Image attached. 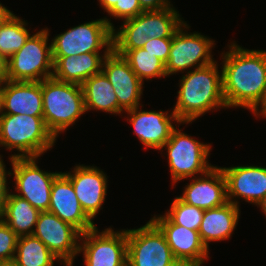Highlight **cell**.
<instances>
[{
	"instance_id": "obj_1",
	"label": "cell",
	"mask_w": 266,
	"mask_h": 266,
	"mask_svg": "<svg viewBox=\"0 0 266 266\" xmlns=\"http://www.w3.org/2000/svg\"><path fill=\"white\" fill-rule=\"evenodd\" d=\"M222 52V88L227 108L242 107L254 114L266 96V51L242 48L236 42Z\"/></svg>"
},
{
	"instance_id": "obj_2",
	"label": "cell",
	"mask_w": 266,
	"mask_h": 266,
	"mask_svg": "<svg viewBox=\"0 0 266 266\" xmlns=\"http://www.w3.org/2000/svg\"><path fill=\"white\" fill-rule=\"evenodd\" d=\"M219 71L216 60L180 77L177 102L172 111L181 123H192L205 113L227 108L223 96L222 71Z\"/></svg>"
},
{
	"instance_id": "obj_3",
	"label": "cell",
	"mask_w": 266,
	"mask_h": 266,
	"mask_svg": "<svg viewBox=\"0 0 266 266\" xmlns=\"http://www.w3.org/2000/svg\"><path fill=\"white\" fill-rule=\"evenodd\" d=\"M56 138L48 130L43 116L2 114L0 118V147L17 153L12 158L39 157L55 145Z\"/></svg>"
},
{
	"instance_id": "obj_4",
	"label": "cell",
	"mask_w": 266,
	"mask_h": 266,
	"mask_svg": "<svg viewBox=\"0 0 266 266\" xmlns=\"http://www.w3.org/2000/svg\"><path fill=\"white\" fill-rule=\"evenodd\" d=\"M175 7L160 11H143L112 30L113 50L142 48L150 38H172L184 23Z\"/></svg>"
},
{
	"instance_id": "obj_5",
	"label": "cell",
	"mask_w": 266,
	"mask_h": 266,
	"mask_svg": "<svg viewBox=\"0 0 266 266\" xmlns=\"http://www.w3.org/2000/svg\"><path fill=\"white\" fill-rule=\"evenodd\" d=\"M42 98L44 122L56 139L86 113L79 84L46 78L42 80Z\"/></svg>"
},
{
	"instance_id": "obj_6",
	"label": "cell",
	"mask_w": 266,
	"mask_h": 266,
	"mask_svg": "<svg viewBox=\"0 0 266 266\" xmlns=\"http://www.w3.org/2000/svg\"><path fill=\"white\" fill-rule=\"evenodd\" d=\"M211 145L201 143L194 137L182 132L177 127L172 131L171 137L160 151L166 150L169 170L171 173L172 187L177 182L203 175L214 165L209 163Z\"/></svg>"
},
{
	"instance_id": "obj_7",
	"label": "cell",
	"mask_w": 266,
	"mask_h": 266,
	"mask_svg": "<svg viewBox=\"0 0 266 266\" xmlns=\"http://www.w3.org/2000/svg\"><path fill=\"white\" fill-rule=\"evenodd\" d=\"M49 29L33 33L26 43L9 58L10 81H42L52 77L53 57Z\"/></svg>"
},
{
	"instance_id": "obj_8",
	"label": "cell",
	"mask_w": 266,
	"mask_h": 266,
	"mask_svg": "<svg viewBox=\"0 0 266 266\" xmlns=\"http://www.w3.org/2000/svg\"><path fill=\"white\" fill-rule=\"evenodd\" d=\"M111 19L100 18L69 28L57 34L52 40V56H78L82 53H102L112 50Z\"/></svg>"
},
{
	"instance_id": "obj_9",
	"label": "cell",
	"mask_w": 266,
	"mask_h": 266,
	"mask_svg": "<svg viewBox=\"0 0 266 266\" xmlns=\"http://www.w3.org/2000/svg\"><path fill=\"white\" fill-rule=\"evenodd\" d=\"M189 24L185 21L172 37V44L165 63L166 75L185 73L215 61L212 49L215 47V40L198 32H189ZM214 46V47H213Z\"/></svg>"
},
{
	"instance_id": "obj_10",
	"label": "cell",
	"mask_w": 266,
	"mask_h": 266,
	"mask_svg": "<svg viewBox=\"0 0 266 266\" xmlns=\"http://www.w3.org/2000/svg\"><path fill=\"white\" fill-rule=\"evenodd\" d=\"M176 261L165 235L151 219L140 228H127V266H171Z\"/></svg>"
},
{
	"instance_id": "obj_11",
	"label": "cell",
	"mask_w": 266,
	"mask_h": 266,
	"mask_svg": "<svg viewBox=\"0 0 266 266\" xmlns=\"http://www.w3.org/2000/svg\"><path fill=\"white\" fill-rule=\"evenodd\" d=\"M9 160L12 166L10 176L13 175L14 190L17 191L15 195L27 200L39 212L48 211L52 183L61 172L41 170L37 157Z\"/></svg>"
},
{
	"instance_id": "obj_12",
	"label": "cell",
	"mask_w": 266,
	"mask_h": 266,
	"mask_svg": "<svg viewBox=\"0 0 266 266\" xmlns=\"http://www.w3.org/2000/svg\"><path fill=\"white\" fill-rule=\"evenodd\" d=\"M81 253L85 266H127V230L108 227L100 232L96 226L81 233Z\"/></svg>"
},
{
	"instance_id": "obj_13",
	"label": "cell",
	"mask_w": 266,
	"mask_h": 266,
	"mask_svg": "<svg viewBox=\"0 0 266 266\" xmlns=\"http://www.w3.org/2000/svg\"><path fill=\"white\" fill-rule=\"evenodd\" d=\"M33 235L40 239L63 266H73L81 232L49 211L40 212Z\"/></svg>"
},
{
	"instance_id": "obj_14",
	"label": "cell",
	"mask_w": 266,
	"mask_h": 266,
	"mask_svg": "<svg viewBox=\"0 0 266 266\" xmlns=\"http://www.w3.org/2000/svg\"><path fill=\"white\" fill-rule=\"evenodd\" d=\"M170 112V114L168 113ZM127 120L133 126V133L137 136L145 148L161 150L163 145L171 137L172 131L181 123L172 111L142 110L135 107L125 111ZM176 123L174 125V123Z\"/></svg>"
},
{
	"instance_id": "obj_15",
	"label": "cell",
	"mask_w": 266,
	"mask_h": 266,
	"mask_svg": "<svg viewBox=\"0 0 266 266\" xmlns=\"http://www.w3.org/2000/svg\"><path fill=\"white\" fill-rule=\"evenodd\" d=\"M62 173L71 181L83 211L93 221L103 209L108 176L97 166L80 163L74 166L73 170Z\"/></svg>"
},
{
	"instance_id": "obj_16",
	"label": "cell",
	"mask_w": 266,
	"mask_h": 266,
	"mask_svg": "<svg viewBox=\"0 0 266 266\" xmlns=\"http://www.w3.org/2000/svg\"><path fill=\"white\" fill-rule=\"evenodd\" d=\"M151 220L165 235L177 261L191 266H202L209 259V250L201 241L199 231L174 224L165 214H154Z\"/></svg>"
},
{
	"instance_id": "obj_17",
	"label": "cell",
	"mask_w": 266,
	"mask_h": 266,
	"mask_svg": "<svg viewBox=\"0 0 266 266\" xmlns=\"http://www.w3.org/2000/svg\"><path fill=\"white\" fill-rule=\"evenodd\" d=\"M102 72L114 88L118 104L124 110L143 107L140 100L144 83L130 67L128 61L113 49L104 57Z\"/></svg>"
},
{
	"instance_id": "obj_18",
	"label": "cell",
	"mask_w": 266,
	"mask_h": 266,
	"mask_svg": "<svg viewBox=\"0 0 266 266\" xmlns=\"http://www.w3.org/2000/svg\"><path fill=\"white\" fill-rule=\"evenodd\" d=\"M226 179L227 200L240 207L238 199L256 205L266 195V167H220ZM238 198V199H237Z\"/></svg>"
},
{
	"instance_id": "obj_19",
	"label": "cell",
	"mask_w": 266,
	"mask_h": 266,
	"mask_svg": "<svg viewBox=\"0 0 266 266\" xmlns=\"http://www.w3.org/2000/svg\"><path fill=\"white\" fill-rule=\"evenodd\" d=\"M182 195L183 202L208 210L222 206L228 202L226 179L220 166L212 167L207 173L190 178Z\"/></svg>"
},
{
	"instance_id": "obj_20",
	"label": "cell",
	"mask_w": 266,
	"mask_h": 266,
	"mask_svg": "<svg viewBox=\"0 0 266 266\" xmlns=\"http://www.w3.org/2000/svg\"><path fill=\"white\" fill-rule=\"evenodd\" d=\"M49 212L54 213L81 233L96 227L83 211L71 181L61 172L53 181Z\"/></svg>"
},
{
	"instance_id": "obj_21",
	"label": "cell",
	"mask_w": 266,
	"mask_h": 266,
	"mask_svg": "<svg viewBox=\"0 0 266 266\" xmlns=\"http://www.w3.org/2000/svg\"><path fill=\"white\" fill-rule=\"evenodd\" d=\"M3 114L43 116L42 81L2 83Z\"/></svg>"
},
{
	"instance_id": "obj_22",
	"label": "cell",
	"mask_w": 266,
	"mask_h": 266,
	"mask_svg": "<svg viewBox=\"0 0 266 266\" xmlns=\"http://www.w3.org/2000/svg\"><path fill=\"white\" fill-rule=\"evenodd\" d=\"M111 50L103 53H82L78 56H52L55 79L81 85L89 77L102 71L104 57Z\"/></svg>"
},
{
	"instance_id": "obj_23",
	"label": "cell",
	"mask_w": 266,
	"mask_h": 266,
	"mask_svg": "<svg viewBox=\"0 0 266 266\" xmlns=\"http://www.w3.org/2000/svg\"><path fill=\"white\" fill-rule=\"evenodd\" d=\"M240 208L229 201L219 207L204 210L199 228L201 241L209 250L210 242L231 238L240 219Z\"/></svg>"
},
{
	"instance_id": "obj_24",
	"label": "cell",
	"mask_w": 266,
	"mask_h": 266,
	"mask_svg": "<svg viewBox=\"0 0 266 266\" xmlns=\"http://www.w3.org/2000/svg\"><path fill=\"white\" fill-rule=\"evenodd\" d=\"M86 112L103 111L113 115H121L124 110L119 106L112 84L101 71L89 77L81 84Z\"/></svg>"
},
{
	"instance_id": "obj_25",
	"label": "cell",
	"mask_w": 266,
	"mask_h": 266,
	"mask_svg": "<svg viewBox=\"0 0 266 266\" xmlns=\"http://www.w3.org/2000/svg\"><path fill=\"white\" fill-rule=\"evenodd\" d=\"M39 213L27 200L9 192L1 219L19 237L33 235Z\"/></svg>"
},
{
	"instance_id": "obj_26",
	"label": "cell",
	"mask_w": 266,
	"mask_h": 266,
	"mask_svg": "<svg viewBox=\"0 0 266 266\" xmlns=\"http://www.w3.org/2000/svg\"><path fill=\"white\" fill-rule=\"evenodd\" d=\"M59 259L34 235L20 236L17 240L14 262L18 266H54Z\"/></svg>"
},
{
	"instance_id": "obj_27",
	"label": "cell",
	"mask_w": 266,
	"mask_h": 266,
	"mask_svg": "<svg viewBox=\"0 0 266 266\" xmlns=\"http://www.w3.org/2000/svg\"><path fill=\"white\" fill-rule=\"evenodd\" d=\"M129 63L138 78L144 83L152 78L167 77L165 63L143 47L133 50H114Z\"/></svg>"
},
{
	"instance_id": "obj_28",
	"label": "cell",
	"mask_w": 266,
	"mask_h": 266,
	"mask_svg": "<svg viewBox=\"0 0 266 266\" xmlns=\"http://www.w3.org/2000/svg\"><path fill=\"white\" fill-rule=\"evenodd\" d=\"M27 26L25 20L13 14L0 27V54L9 59L26 43L32 35Z\"/></svg>"
},
{
	"instance_id": "obj_29",
	"label": "cell",
	"mask_w": 266,
	"mask_h": 266,
	"mask_svg": "<svg viewBox=\"0 0 266 266\" xmlns=\"http://www.w3.org/2000/svg\"><path fill=\"white\" fill-rule=\"evenodd\" d=\"M174 224L198 231L204 210L183 202L178 196L174 198L170 209L164 213Z\"/></svg>"
},
{
	"instance_id": "obj_30",
	"label": "cell",
	"mask_w": 266,
	"mask_h": 266,
	"mask_svg": "<svg viewBox=\"0 0 266 266\" xmlns=\"http://www.w3.org/2000/svg\"><path fill=\"white\" fill-rule=\"evenodd\" d=\"M19 236L0 219V262L13 261Z\"/></svg>"
},
{
	"instance_id": "obj_31",
	"label": "cell",
	"mask_w": 266,
	"mask_h": 266,
	"mask_svg": "<svg viewBox=\"0 0 266 266\" xmlns=\"http://www.w3.org/2000/svg\"><path fill=\"white\" fill-rule=\"evenodd\" d=\"M143 10L140 7L139 0H119V5H115L109 12L108 15L115 19L127 20L140 15Z\"/></svg>"
},
{
	"instance_id": "obj_32",
	"label": "cell",
	"mask_w": 266,
	"mask_h": 266,
	"mask_svg": "<svg viewBox=\"0 0 266 266\" xmlns=\"http://www.w3.org/2000/svg\"><path fill=\"white\" fill-rule=\"evenodd\" d=\"M172 44V38H150L143 48L158 57L164 63L168 61V56Z\"/></svg>"
},
{
	"instance_id": "obj_33",
	"label": "cell",
	"mask_w": 266,
	"mask_h": 266,
	"mask_svg": "<svg viewBox=\"0 0 266 266\" xmlns=\"http://www.w3.org/2000/svg\"><path fill=\"white\" fill-rule=\"evenodd\" d=\"M4 160L0 158V219L3 214L4 204L6 202L7 196L9 194L8 186V175L10 176V171H6V165L3 162ZM8 186V187H7Z\"/></svg>"
},
{
	"instance_id": "obj_34",
	"label": "cell",
	"mask_w": 266,
	"mask_h": 266,
	"mask_svg": "<svg viewBox=\"0 0 266 266\" xmlns=\"http://www.w3.org/2000/svg\"><path fill=\"white\" fill-rule=\"evenodd\" d=\"M143 11H160L172 7L170 0H139Z\"/></svg>"
},
{
	"instance_id": "obj_35",
	"label": "cell",
	"mask_w": 266,
	"mask_h": 266,
	"mask_svg": "<svg viewBox=\"0 0 266 266\" xmlns=\"http://www.w3.org/2000/svg\"><path fill=\"white\" fill-rule=\"evenodd\" d=\"M9 59L0 54V80L2 82H6L8 80L9 75Z\"/></svg>"
},
{
	"instance_id": "obj_36",
	"label": "cell",
	"mask_w": 266,
	"mask_h": 266,
	"mask_svg": "<svg viewBox=\"0 0 266 266\" xmlns=\"http://www.w3.org/2000/svg\"><path fill=\"white\" fill-rule=\"evenodd\" d=\"M14 13L0 3V27L13 15Z\"/></svg>"
},
{
	"instance_id": "obj_37",
	"label": "cell",
	"mask_w": 266,
	"mask_h": 266,
	"mask_svg": "<svg viewBox=\"0 0 266 266\" xmlns=\"http://www.w3.org/2000/svg\"><path fill=\"white\" fill-rule=\"evenodd\" d=\"M100 6L105 10L104 12H109L115 5H119V0H97Z\"/></svg>"
},
{
	"instance_id": "obj_38",
	"label": "cell",
	"mask_w": 266,
	"mask_h": 266,
	"mask_svg": "<svg viewBox=\"0 0 266 266\" xmlns=\"http://www.w3.org/2000/svg\"><path fill=\"white\" fill-rule=\"evenodd\" d=\"M254 116H256V118H266V96H265V99H264V102L263 104L261 105V107L253 114Z\"/></svg>"
},
{
	"instance_id": "obj_39",
	"label": "cell",
	"mask_w": 266,
	"mask_h": 266,
	"mask_svg": "<svg viewBox=\"0 0 266 266\" xmlns=\"http://www.w3.org/2000/svg\"><path fill=\"white\" fill-rule=\"evenodd\" d=\"M257 207L260 208V210L262 211V213L265 215L266 217V195L265 197L257 204Z\"/></svg>"
},
{
	"instance_id": "obj_40",
	"label": "cell",
	"mask_w": 266,
	"mask_h": 266,
	"mask_svg": "<svg viewBox=\"0 0 266 266\" xmlns=\"http://www.w3.org/2000/svg\"><path fill=\"white\" fill-rule=\"evenodd\" d=\"M0 266H18L14 261L0 262Z\"/></svg>"
},
{
	"instance_id": "obj_41",
	"label": "cell",
	"mask_w": 266,
	"mask_h": 266,
	"mask_svg": "<svg viewBox=\"0 0 266 266\" xmlns=\"http://www.w3.org/2000/svg\"><path fill=\"white\" fill-rule=\"evenodd\" d=\"M3 114V108H2V85L0 86V118Z\"/></svg>"
},
{
	"instance_id": "obj_42",
	"label": "cell",
	"mask_w": 266,
	"mask_h": 266,
	"mask_svg": "<svg viewBox=\"0 0 266 266\" xmlns=\"http://www.w3.org/2000/svg\"><path fill=\"white\" fill-rule=\"evenodd\" d=\"M171 266H191L187 263L181 262V261H176L173 265Z\"/></svg>"
}]
</instances>
